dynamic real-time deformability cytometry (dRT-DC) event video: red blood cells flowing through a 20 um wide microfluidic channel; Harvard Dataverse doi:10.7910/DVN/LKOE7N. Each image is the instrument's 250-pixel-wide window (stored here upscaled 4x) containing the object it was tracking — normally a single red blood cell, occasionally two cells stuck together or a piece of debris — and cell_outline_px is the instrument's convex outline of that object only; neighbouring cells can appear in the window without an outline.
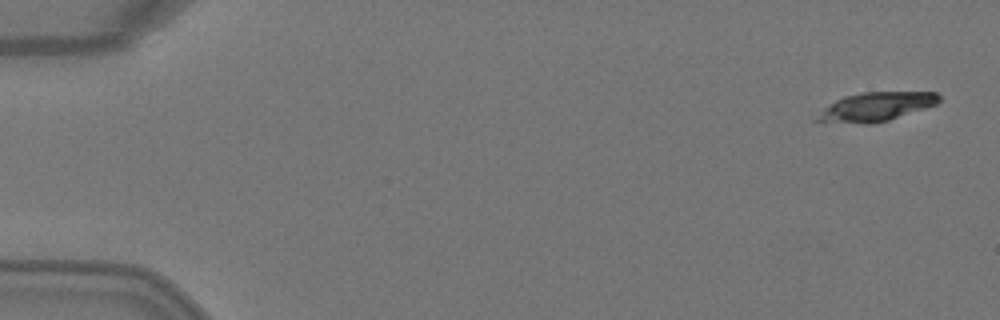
{"species": "Egyptian fruit bat (a non-hibernating species)", "species_latin": "Rousettus aegyptiacus", "temperature_condition": "warm", "stored_images_in_passage": 5, "camera_frame_rate_fps": 3000, "um_per_image_px": 0.085, "animal": {"sex": "female"}, "frame": {"image": 1, "passage_image": 1, "time_ms": 0.0, "image_size_px": [1000, 320], "cell_outline_px": [[940, 100], [936, 104], [888, 120], [872, 124], [864, 124], [812, 120], [824, 108], [836, 100], [844, 96], [860, 92], [936, 92], [940, 96]], "centroid_in_image_um": [74.45, 9.06], "position_along_channel_um": 10.6, "area_um2": 20.23}}